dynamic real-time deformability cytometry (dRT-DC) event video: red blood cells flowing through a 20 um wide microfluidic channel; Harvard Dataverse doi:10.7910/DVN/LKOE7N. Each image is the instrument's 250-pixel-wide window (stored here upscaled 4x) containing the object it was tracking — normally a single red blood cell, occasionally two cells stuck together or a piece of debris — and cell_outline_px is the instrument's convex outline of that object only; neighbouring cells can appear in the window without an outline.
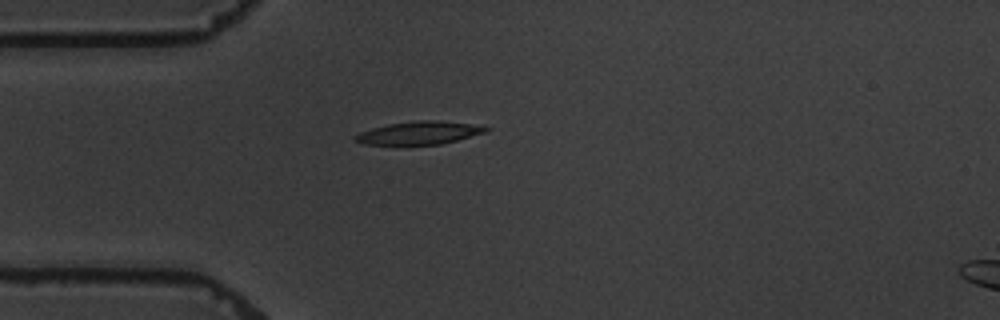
{"species": "common noctule bat (a hibernating species)", "species_latin": "Nyctalus noctula", "temperature_condition": "warm", "stored_images_in_passage": 6, "camera_frame_rate_fps": 3000, "um_per_image_px": 0.085, "animal": {"sex": "male", "body_mass_g": 19.5, "forearm_length_mm": 54.6}, "frame": {"image": 1, "passage_image": 3, "time_ms": 2.667, "image_size_px": [1000, 320], "cell_outline_px": [[492, 128], [488, 132], [440, 144], [364, 144], [352, 140], [360, 132], [372, 128], [388, 124], [420, 120], [440, 120], [472, 124]], "centroid_in_image_um": [35.67, 11.28], "position_along_channel_um": 49.3, "area_um2": 17.34}}
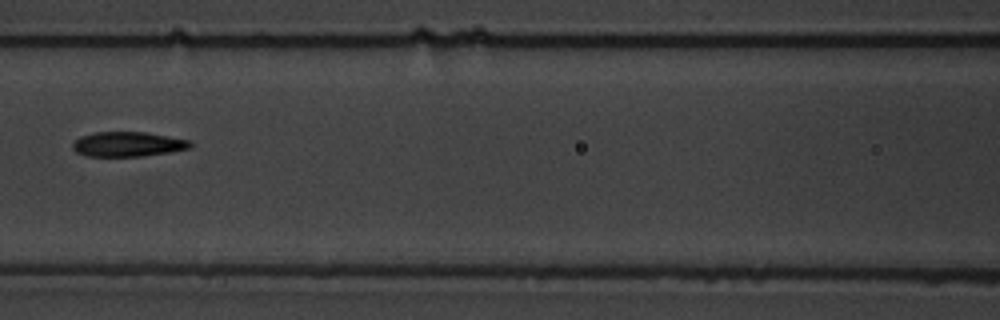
{"frame": {"image": 2, "passage_image": 6, "time_ms": 6.0, "image_size_px": [1000, 320], "cell_outline_px": [[192, 148], [172, 152], [140, 156], [88, 156], [76, 152], [72, 148], [72, 144], [80, 136], [96, 132], [144, 132], [192, 140]], "centroid_in_image_um": [10.91, 12.25], "position_along_channel_um": 155.7, "area_um2": 17.05}}